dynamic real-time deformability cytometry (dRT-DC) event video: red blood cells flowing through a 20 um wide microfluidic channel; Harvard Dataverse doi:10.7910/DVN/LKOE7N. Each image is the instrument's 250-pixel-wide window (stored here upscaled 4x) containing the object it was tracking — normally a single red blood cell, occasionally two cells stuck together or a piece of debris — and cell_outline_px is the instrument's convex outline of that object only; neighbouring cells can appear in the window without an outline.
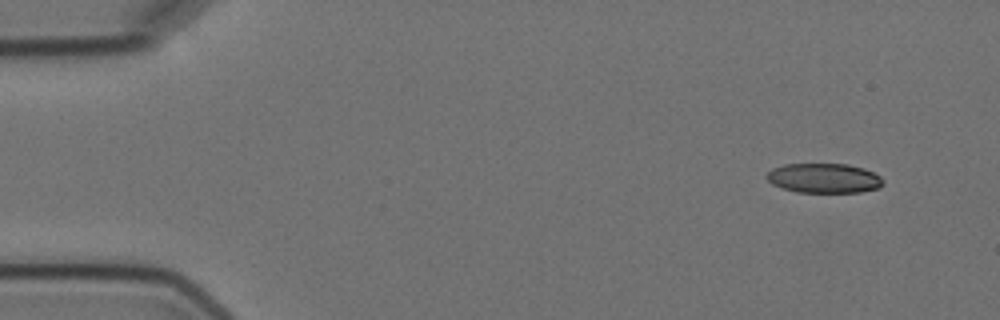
{"species": "Egyptian fruit bat (a non-hibernating species)", "species_latin": "Rousettus aegyptiacus", "temperature_condition": "cold", "stored_images_in_passage": 3, "camera_frame_rate_fps": 3000, "um_per_image_px": 0.085, "animal": {"sex": "female"}, "frame": {"image": 1, "passage_image": 1, "time_ms": 0.0, "image_size_px": [1000, 320], "cell_outline_px": [[884, 184], [880, 188], [860, 192], [796, 192], [772, 184], [764, 176], [772, 168], [784, 164], [848, 164], [864, 168], [880, 176], [884, 180]], "centroid_in_image_um": [70.05, 15.14], "position_along_channel_um": 14.9, "area_um2": 20.23}}